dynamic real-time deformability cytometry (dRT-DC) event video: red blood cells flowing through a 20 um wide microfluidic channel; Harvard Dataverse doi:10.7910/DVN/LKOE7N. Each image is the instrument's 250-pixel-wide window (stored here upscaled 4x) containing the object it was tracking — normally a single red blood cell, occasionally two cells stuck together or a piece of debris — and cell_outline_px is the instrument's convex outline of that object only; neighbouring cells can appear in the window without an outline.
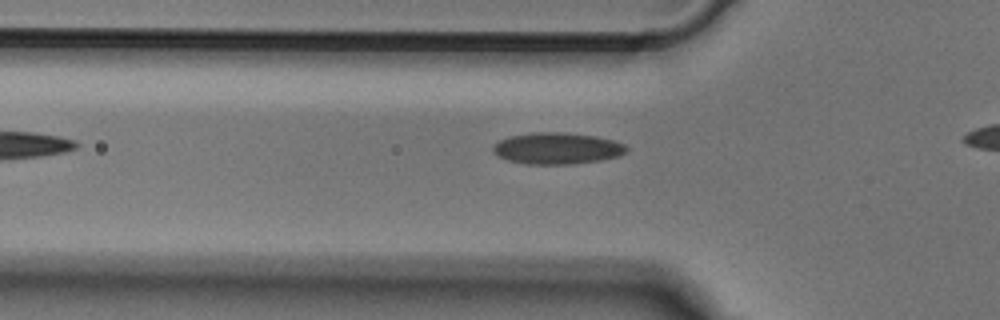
{"species": "Egyptian fruit bat (a non-hibernating species)", "species_latin": "Rousettus aegyptiacus", "temperature_condition": "cold", "stored_images_in_passage": 32, "camera_frame_rate_fps": 3000, "um_per_image_px": 0.085, "animal": {"sex": "male"}, "frame": {"image": 1, "passage_image": 6, "time_ms": 1.667, "image_size_px": [1000, 320], "cell_outline_px": [[628, 152], [620, 156], [600, 160], [572, 164], [524, 164], [508, 160], [492, 152], [492, 144], [508, 136], [532, 132], [564, 132], [596, 136], [612, 140], [624, 144], [628, 148]], "centroid_in_image_um": [47.34, 12.6], "position_along_channel_um": 78.5, "area_um2": 24.74}}
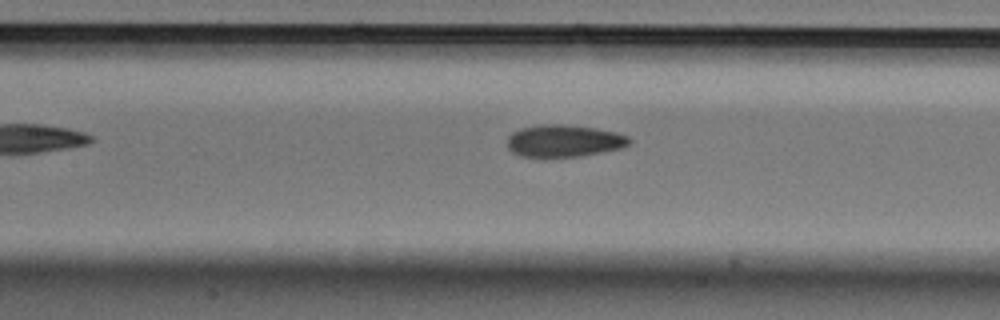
{"frame": {"image": 2, "passage_image": 12, "time_ms": 3.667, "image_size_px": [1000, 320], "cell_outline_px": [[632, 140], [628, 144], [620, 148], [580, 156], [544, 160], [520, 156], [512, 152], [508, 148], [508, 136], [512, 132], [520, 128], [540, 124], [564, 124], [596, 128], [616, 132], [628, 136]], "centroid_in_image_um": [47.87, 12.0], "position_along_channel_um": 159.5, "area_um2": 23.58}}
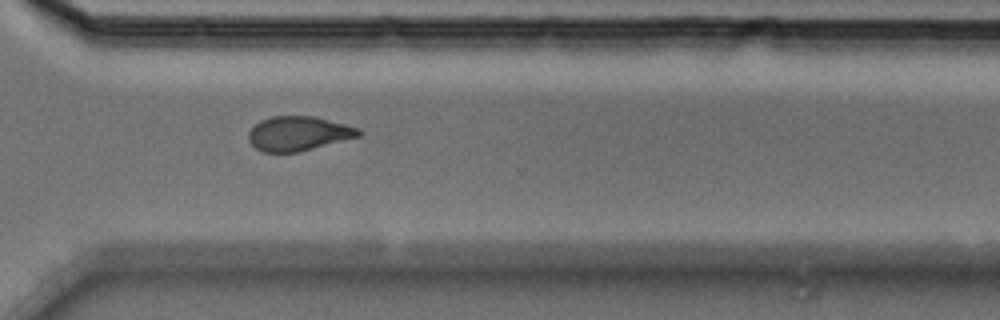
{"frame": {"image": 3, "passage_image": 26, "time_ms": 8.333, "image_size_px": [1000, 320], "cell_outline_px": [[364, 132], [360, 136], [296, 152], [260, 152], [248, 140], [248, 132], [260, 120], [272, 116], [316, 116], [360, 128]], "centroid_in_image_um": [25.37, 11.34], "position_along_channel_um": 345.2, "area_um2": 22.08}}